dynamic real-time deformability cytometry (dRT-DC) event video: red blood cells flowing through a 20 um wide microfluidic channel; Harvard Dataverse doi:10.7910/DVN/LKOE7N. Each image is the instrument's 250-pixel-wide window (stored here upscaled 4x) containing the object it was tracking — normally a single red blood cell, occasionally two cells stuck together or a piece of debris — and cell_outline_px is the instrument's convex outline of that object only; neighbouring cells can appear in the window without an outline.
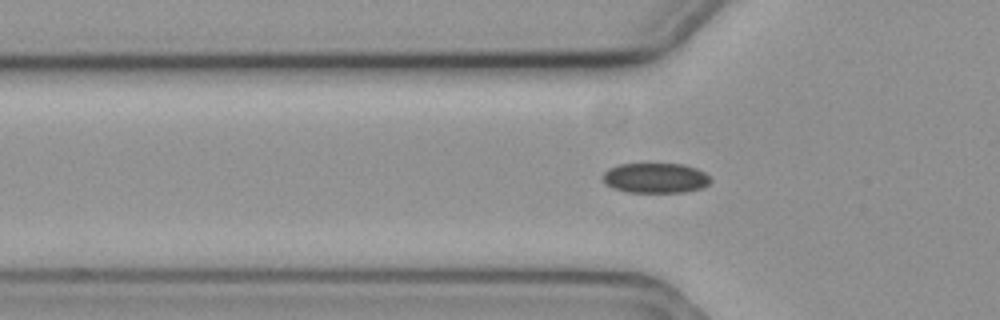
{"species": "common noctule bat (a hibernating species)", "species_latin": "Nyctalus noctula", "temperature_condition": "cold", "stored_images_in_passage": 33, "camera_frame_rate_fps": 3000, "um_per_image_px": 0.085, "animal": {"sex": "female", "body_mass_g": 19.3, "forearm_length_mm": 54.1}, "frame": {"image": 1, "passage_image": 8, "time_ms": 2.333, "image_size_px": [1000, 320], "cell_outline_px": [[712, 180], [708, 184], [700, 188], [684, 192], [628, 192], [612, 188], [604, 180], [604, 172], [608, 168], [620, 164], [680, 164], [696, 168], [704, 172]], "centroid_in_image_um": [55.72, 15.13], "position_along_channel_um": 70.1, "area_um2": 18.67}}
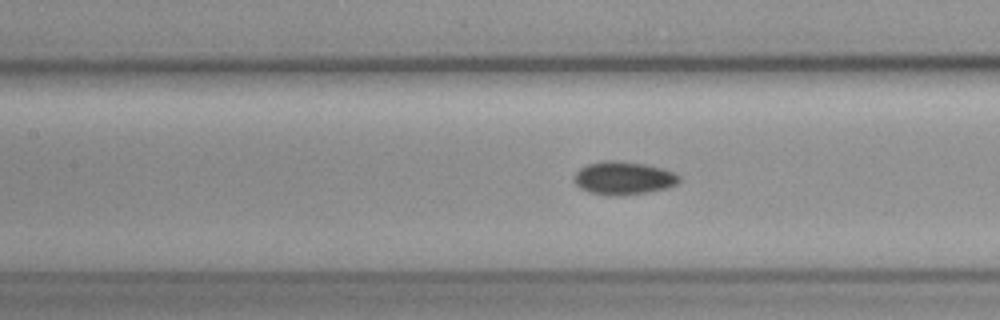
{"frame": {"image": 2, "passage_image": 15, "time_ms": 4.667, "image_size_px": [1000, 320], "cell_outline_px": [[680, 180], [676, 184], [668, 188], [648, 192], [620, 196], [612, 196], [592, 192], [580, 188], [576, 184], [576, 172], [580, 168], [588, 164], [604, 160], [612, 160], [644, 164], [660, 168], [672, 172], [680, 176]], "centroid_in_image_um": [53.01, 15.14], "position_along_channel_um": 154.4, "area_um2": 20.0}}
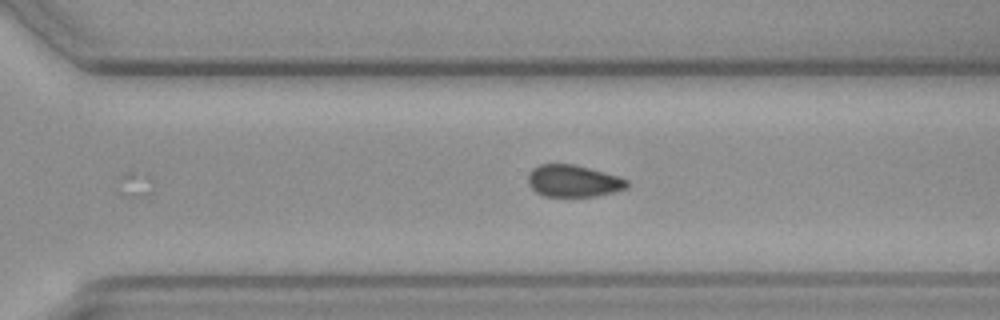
{"frame": {"image": 3, "passage_image": 29, "time_ms": 9.333, "image_size_px": [1000, 320], "cell_outline_px": [[628, 188], [596, 196], [544, 196], [536, 192], [528, 184], [528, 176], [532, 168], [540, 164], [572, 164], [620, 176], [628, 180]], "centroid_in_image_um": [48.73, 15.38], "position_along_channel_um": 321.9, "area_um2": 18.38}}